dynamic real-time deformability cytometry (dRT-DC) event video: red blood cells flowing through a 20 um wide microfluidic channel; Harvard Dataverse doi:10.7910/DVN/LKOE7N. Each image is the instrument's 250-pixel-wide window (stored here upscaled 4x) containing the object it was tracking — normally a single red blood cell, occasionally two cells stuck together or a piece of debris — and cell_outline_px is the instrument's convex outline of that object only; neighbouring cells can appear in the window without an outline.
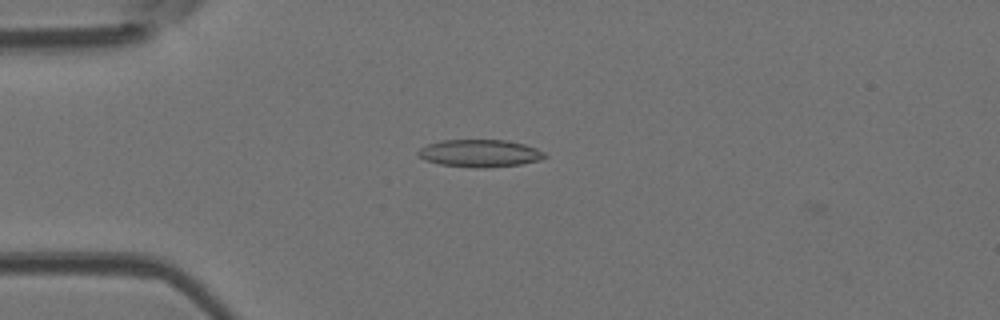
{"species": "Egyptian fruit bat (a non-hibernating species)", "species_latin": "Rousettus aegyptiacus", "temperature_condition": "room temperature", "stored_images_in_passage": 2, "camera_frame_rate_fps": 3000, "um_per_image_px": 0.085, "animal": {"sex": "female"}, "frame": {"image": 1, "passage_image": 1, "time_ms": 0.0, "image_size_px": [1000, 320], "cell_outline_px": [[548, 156], [540, 160], [520, 164], [484, 168], [476, 168], [440, 164], [424, 160], [416, 152], [420, 148], [428, 144], [440, 140], [508, 140], [524, 144], [536, 148], [544, 152]], "centroid_in_image_um": [40.79, 13.02], "position_along_channel_um": 44.2, "area_um2": 20.29}}